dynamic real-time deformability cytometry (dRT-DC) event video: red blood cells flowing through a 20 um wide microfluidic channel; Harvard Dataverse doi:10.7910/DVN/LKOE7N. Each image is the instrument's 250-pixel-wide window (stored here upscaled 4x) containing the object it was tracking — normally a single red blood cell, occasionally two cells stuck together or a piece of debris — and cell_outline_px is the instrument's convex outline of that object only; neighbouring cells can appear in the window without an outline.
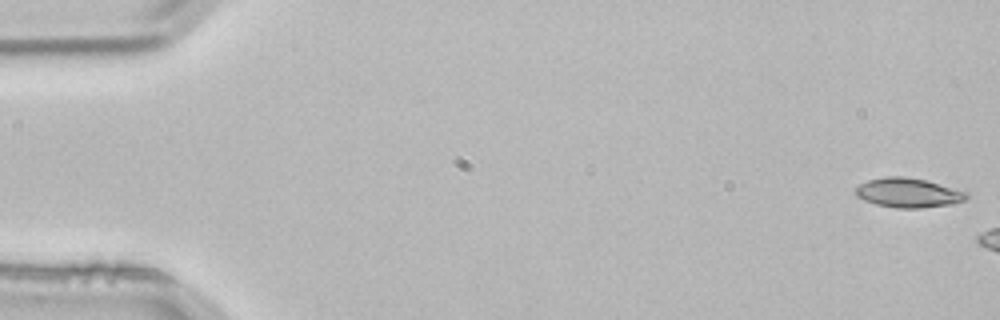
{"species": "common noctule bat (a hibernating species)", "species_latin": "Nyctalus noctula", "temperature_condition": "room temperature", "stored_images_in_passage": 3, "camera_frame_rate_fps": 3000, "um_per_image_px": 0.085, "animal": {"sex": "male", "body_mass_g": 21.5, "forearm_length_mm": 52.0}, "frame": {"image": 1, "passage_image": 1, "time_ms": 0.0, "image_size_px": [1000, 320], "cell_outline_px": [[968, 196], [964, 200], [952, 204], [920, 208], [896, 208], [876, 204], [864, 200], [856, 196], [856, 188], [860, 184], [868, 180], [888, 176], [904, 176], [924, 180], [968, 192]], "centroid_in_image_um": [77.19, 16.39], "position_along_channel_um": 7.8, "area_um2": 18.84}}